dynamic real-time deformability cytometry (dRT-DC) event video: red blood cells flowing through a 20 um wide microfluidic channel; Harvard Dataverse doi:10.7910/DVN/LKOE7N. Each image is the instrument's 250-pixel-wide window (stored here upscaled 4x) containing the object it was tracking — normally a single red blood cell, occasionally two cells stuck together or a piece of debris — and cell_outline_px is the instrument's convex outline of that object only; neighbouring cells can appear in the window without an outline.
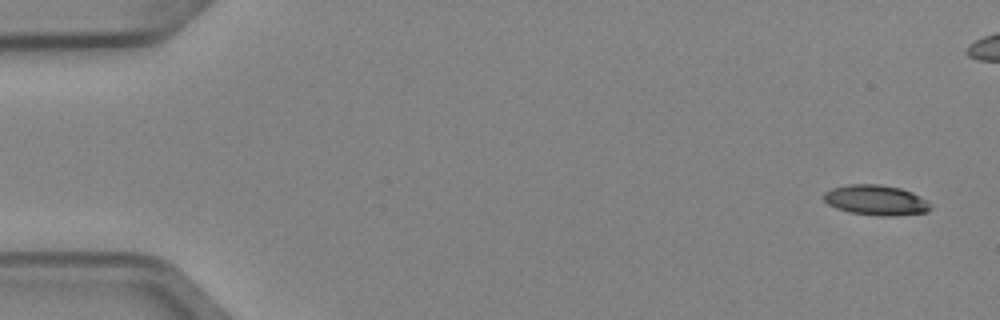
{"species": "Egyptian fruit bat (a non-hibernating species)", "species_latin": "Rousettus aegyptiacus", "temperature_condition": "cold", "stored_images_in_passage": 7, "camera_frame_rate_fps": 3000, "um_per_image_px": 0.085, "animal": {"sex": "female"}, "frame": {"image": 1, "passage_image": 1, "time_ms": 0.0, "image_size_px": [1000, 320], "cell_outline_px": [[932, 208], [928, 212], [896, 216], [880, 216], [852, 212], [836, 208], [828, 204], [824, 200], [824, 192], [832, 188], [848, 184], [880, 184], [900, 188], [912, 192], [928, 200], [932, 204]], "centroid_in_image_um": [74.51, 17.01], "position_along_channel_um": 10.5, "area_um2": 18.96}}
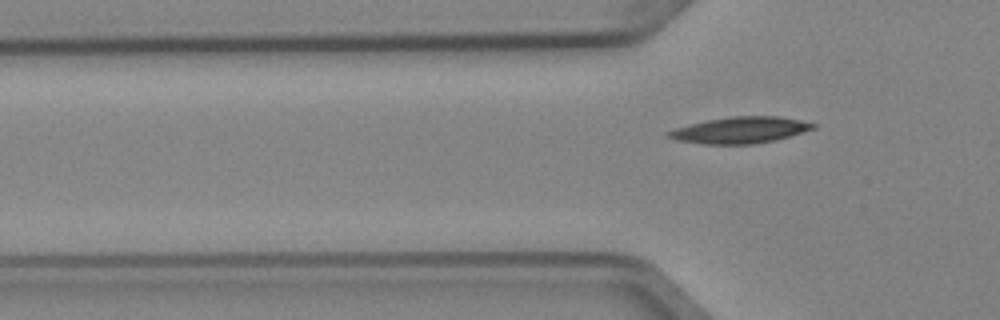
{"frame": {"image": 2, "passage_image": 6, "time_ms": 1.667, "image_size_px": [1000, 320], "cell_outline_px": [[816, 128], [788, 136], [772, 140], [752, 144], [704, 144], [676, 140], [664, 136], [664, 132], [676, 128], [708, 120], [732, 116], [780, 116], [800, 120], [816, 124]], "centroid_in_image_um": [62.87, 11.05], "position_along_channel_um": 62.9, "area_um2": 22.02}}
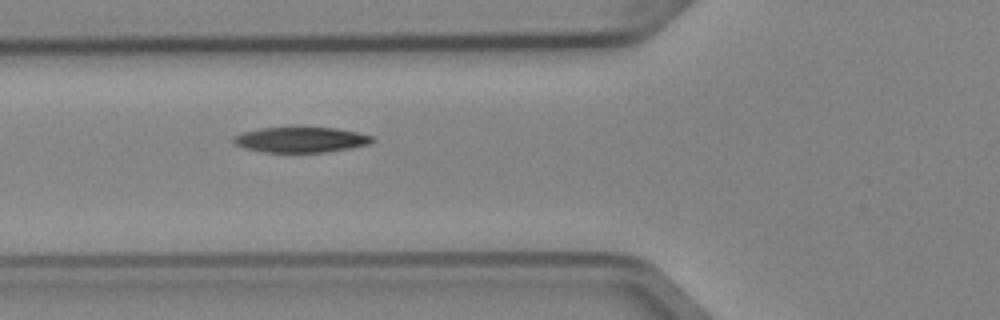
{"frame": {"image": 3, "passage_image": 7, "time_ms": 2.0, "image_size_px": [1000, 320], "cell_outline_px": [[376, 140], [368, 144], [352, 148], [328, 152], [260, 152], [244, 148], [236, 144], [232, 140], [232, 136], [244, 132], [260, 128], [336, 128], [356, 132], [372, 136]], "centroid_in_image_um": [25.57, 11.89], "position_along_channel_um": 100.2, "area_um2": 20.46}}